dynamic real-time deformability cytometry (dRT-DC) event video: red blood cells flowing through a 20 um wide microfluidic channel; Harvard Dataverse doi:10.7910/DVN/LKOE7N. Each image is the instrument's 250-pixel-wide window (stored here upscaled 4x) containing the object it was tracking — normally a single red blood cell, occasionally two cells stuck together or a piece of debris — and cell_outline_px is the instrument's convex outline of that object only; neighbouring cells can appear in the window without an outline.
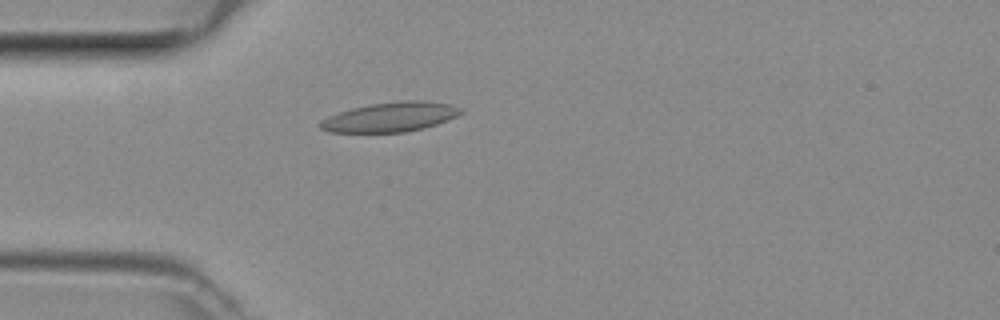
{"species": "common noctule bat (a hibernating species)", "species_latin": "Nyctalus noctula", "temperature_condition": "room temperature", "stored_images_in_passage": 48, "camera_frame_rate_fps": 3000, "um_per_image_px": 0.085, "animal": {"sex": "female", "body_mass_g": 29.2, "forearm_length_mm": 56.3}, "frame": {"image": 1, "passage_image": 14, "time_ms": 4.333, "image_size_px": [1000, 320], "cell_outline_px": [[464, 112], [448, 120], [424, 128], [404, 132], [328, 132], [320, 128], [320, 120], [328, 116], [352, 108], [368, 104], [400, 100], [424, 100], [452, 104], [464, 108]], "centroid_in_image_um": [33.23, 9.93], "position_along_channel_um": 51.8, "area_um2": 24.45}}
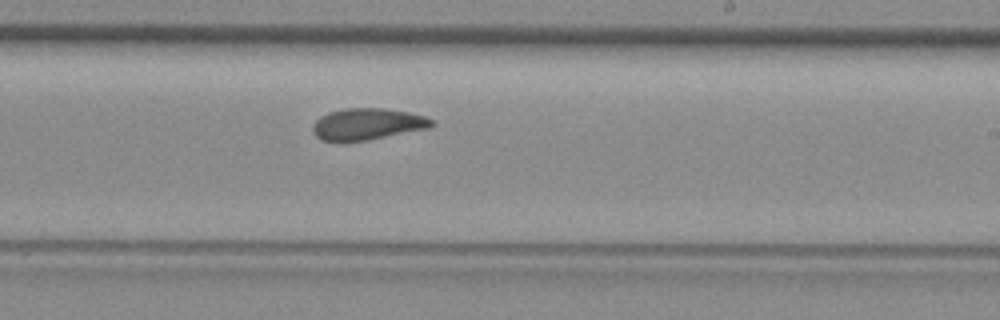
{"frame": {"image": 2, "passage_image": 29, "time_ms": 9.333, "image_size_px": [1000, 320], "cell_outline_px": [[436, 124], [428, 128], [368, 140], [340, 144], [320, 140], [312, 132], [312, 128], [316, 120], [320, 116], [328, 112], [344, 108], [384, 108], [408, 112], [424, 116], [432, 120]], "centroid_in_image_um": [31.16, 10.57], "position_along_channel_um": 257.8, "area_um2": 22.37}}
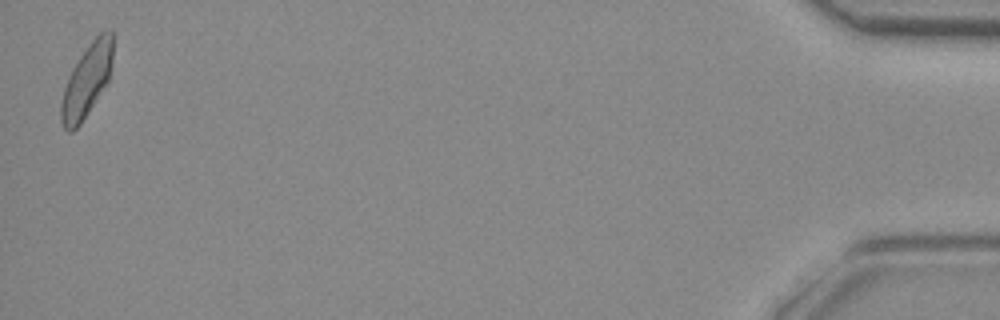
{"frame": {"image": 3, "passage_image": 48, "time_ms": 15.667, "image_size_px": [1000, 320], "cell_outline_px": [[116, 36], [108, 80], [80, 124], [72, 132], [68, 132], [64, 128], [60, 120], [60, 104], [64, 88], [72, 68], [88, 44], [100, 32], [112, 32]], "centroid_in_image_um": [7.37, 6.82], "position_along_channel_um": 427.8, "area_um2": 21.73}}